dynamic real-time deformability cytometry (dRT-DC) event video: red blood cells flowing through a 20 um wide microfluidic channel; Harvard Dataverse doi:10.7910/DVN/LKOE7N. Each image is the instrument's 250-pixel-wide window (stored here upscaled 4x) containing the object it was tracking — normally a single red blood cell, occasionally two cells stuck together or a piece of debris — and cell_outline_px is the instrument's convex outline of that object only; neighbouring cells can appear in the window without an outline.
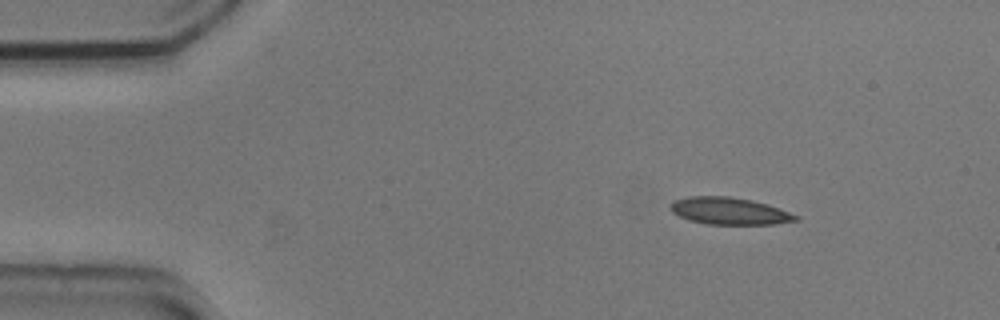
{"species": "common noctule bat (a hibernating species)", "species_latin": "Nyctalus noctula", "temperature_condition": "cold", "stored_images_in_passage": 10, "camera_frame_rate_fps": 3000, "um_per_image_px": 0.085, "animal": {"sex": "male", "body_mass_g": 20.5, "forearm_length_mm": 52.5}, "frame": {"image": 1, "passage_image": 2, "time_ms": 0.333, "image_size_px": [1000, 320], "cell_outline_px": [[800, 220], [776, 224], [708, 224], [688, 220], [672, 212], [668, 208], [676, 200], [688, 196], [728, 196], [752, 200], [780, 208], [800, 216]], "centroid_in_image_um": [62.03, 17.94], "position_along_channel_um": 23.0, "area_um2": 19.83}}
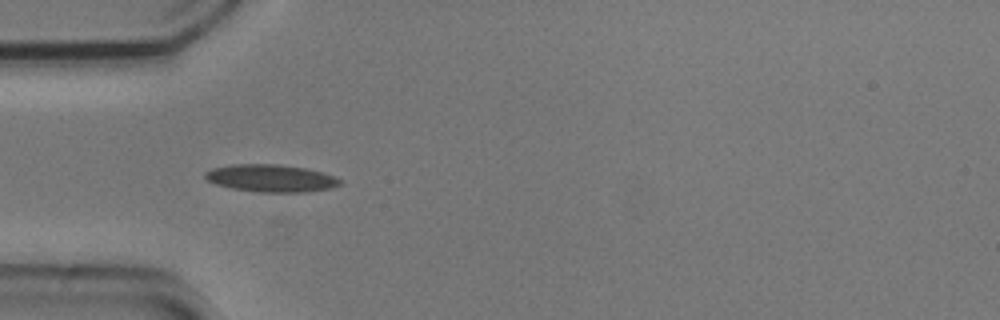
{"frame": {"image": 2, "passage_image": 4, "time_ms": 1.0, "image_size_px": [1000, 320], "cell_outline_px": [[344, 184], [328, 188], [308, 192], [256, 192], [232, 188], [216, 184], [208, 180], [204, 176], [204, 172], [212, 168], [232, 164], [280, 164], [304, 168], [324, 172], [336, 176], [344, 180]], "centroid_in_image_um": [23.08, 15.14], "position_along_channel_um": 61.9, "area_um2": 21.79}}